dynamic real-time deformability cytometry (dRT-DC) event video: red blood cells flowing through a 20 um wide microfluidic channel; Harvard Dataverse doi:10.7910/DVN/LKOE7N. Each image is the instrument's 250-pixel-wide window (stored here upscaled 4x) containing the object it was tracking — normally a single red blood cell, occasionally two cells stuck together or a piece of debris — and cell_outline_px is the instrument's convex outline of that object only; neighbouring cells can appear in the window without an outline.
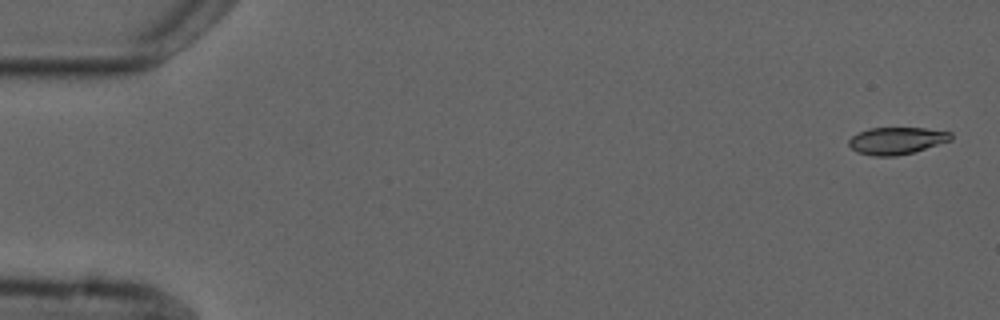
{"species": "common noctule bat (a hibernating species)", "species_latin": "Nyctalus noctula", "temperature_condition": "cold", "stored_images_in_passage": 3, "camera_frame_rate_fps": 3000, "um_per_image_px": 0.085, "animal": {"sex": "male", "forearm_length_mm": 52.5}, "frame": {"image": 1, "passage_image": 1, "time_ms": 0.0, "image_size_px": [1000, 320], "cell_outline_px": [[952, 140], [912, 152], [896, 156], [876, 156], [856, 152], [848, 144], [848, 140], [852, 136], [868, 128], [924, 128], [952, 132]], "centroid_in_image_um": [76.21, 11.95], "position_along_channel_um": 8.8, "area_um2": 16.01}}